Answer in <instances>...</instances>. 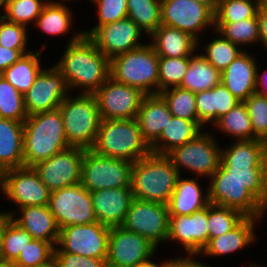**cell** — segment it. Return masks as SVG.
I'll return each mask as SVG.
<instances>
[{
  "mask_svg": "<svg viewBox=\"0 0 267 267\" xmlns=\"http://www.w3.org/2000/svg\"><path fill=\"white\" fill-rule=\"evenodd\" d=\"M2 194L19 209L34 205L48 206L51 191L32 167H21L3 172Z\"/></svg>",
  "mask_w": 267,
  "mask_h": 267,
  "instance_id": "e0dca14e",
  "label": "cell"
},
{
  "mask_svg": "<svg viewBox=\"0 0 267 267\" xmlns=\"http://www.w3.org/2000/svg\"><path fill=\"white\" fill-rule=\"evenodd\" d=\"M24 122L0 118V171L24 167Z\"/></svg>",
  "mask_w": 267,
  "mask_h": 267,
  "instance_id": "83f0119b",
  "label": "cell"
},
{
  "mask_svg": "<svg viewBox=\"0 0 267 267\" xmlns=\"http://www.w3.org/2000/svg\"><path fill=\"white\" fill-rule=\"evenodd\" d=\"M67 95L58 109L61 112L65 136L70 147L92 149L101 122L94 94Z\"/></svg>",
  "mask_w": 267,
  "mask_h": 267,
  "instance_id": "8992f818",
  "label": "cell"
},
{
  "mask_svg": "<svg viewBox=\"0 0 267 267\" xmlns=\"http://www.w3.org/2000/svg\"><path fill=\"white\" fill-rule=\"evenodd\" d=\"M221 83V72L203 55L193 54L184 79L179 87L193 93L210 90Z\"/></svg>",
  "mask_w": 267,
  "mask_h": 267,
  "instance_id": "1f68e13d",
  "label": "cell"
},
{
  "mask_svg": "<svg viewBox=\"0 0 267 267\" xmlns=\"http://www.w3.org/2000/svg\"><path fill=\"white\" fill-rule=\"evenodd\" d=\"M48 207L59 229L97 222L91 193L80 183L52 191Z\"/></svg>",
  "mask_w": 267,
  "mask_h": 267,
  "instance_id": "8fae6325",
  "label": "cell"
},
{
  "mask_svg": "<svg viewBox=\"0 0 267 267\" xmlns=\"http://www.w3.org/2000/svg\"><path fill=\"white\" fill-rule=\"evenodd\" d=\"M122 226L147 238L156 247L167 242L169 212L166 204L133 199Z\"/></svg>",
  "mask_w": 267,
  "mask_h": 267,
  "instance_id": "4fadbf2b",
  "label": "cell"
},
{
  "mask_svg": "<svg viewBox=\"0 0 267 267\" xmlns=\"http://www.w3.org/2000/svg\"><path fill=\"white\" fill-rule=\"evenodd\" d=\"M28 116L24 95L0 75V118L24 122Z\"/></svg>",
  "mask_w": 267,
  "mask_h": 267,
  "instance_id": "ab89813d",
  "label": "cell"
},
{
  "mask_svg": "<svg viewBox=\"0 0 267 267\" xmlns=\"http://www.w3.org/2000/svg\"><path fill=\"white\" fill-rule=\"evenodd\" d=\"M19 210V218L15 217V212H8L16 224L26 230L33 239L49 242L54 247L57 245L60 229L48 206H26Z\"/></svg>",
  "mask_w": 267,
  "mask_h": 267,
  "instance_id": "cb8c5ba5",
  "label": "cell"
},
{
  "mask_svg": "<svg viewBox=\"0 0 267 267\" xmlns=\"http://www.w3.org/2000/svg\"><path fill=\"white\" fill-rule=\"evenodd\" d=\"M258 8H267V0H257Z\"/></svg>",
  "mask_w": 267,
  "mask_h": 267,
  "instance_id": "91938a15",
  "label": "cell"
},
{
  "mask_svg": "<svg viewBox=\"0 0 267 267\" xmlns=\"http://www.w3.org/2000/svg\"><path fill=\"white\" fill-rule=\"evenodd\" d=\"M27 27L5 20L0 16V46L10 49H27Z\"/></svg>",
  "mask_w": 267,
  "mask_h": 267,
  "instance_id": "681fc988",
  "label": "cell"
},
{
  "mask_svg": "<svg viewBox=\"0 0 267 267\" xmlns=\"http://www.w3.org/2000/svg\"><path fill=\"white\" fill-rule=\"evenodd\" d=\"M152 257H150L149 259L143 261V262H140L138 264H136L135 266L133 267H172V259L170 258L169 260H165L163 262H160L159 264L153 262L151 260Z\"/></svg>",
  "mask_w": 267,
  "mask_h": 267,
  "instance_id": "9f6ffc18",
  "label": "cell"
},
{
  "mask_svg": "<svg viewBox=\"0 0 267 267\" xmlns=\"http://www.w3.org/2000/svg\"><path fill=\"white\" fill-rule=\"evenodd\" d=\"M150 37L149 44L159 57H190L199 45L190 34L162 24Z\"/></svg>",
  "mask_w": 267,
  "mask_h": 267,
  "instance_id": "f1b7e54d",
  "label": "cell"
},
{
  "mask_svg": "<svg viewBox=\"0 0 267 267\" xmlns=\"http://www.w3.org/2000/svg\"><path fill=\"white\" fill-rule=\"evenodd\" d=\"M44 1V2H43ZM49 0H8L4 10L5 15L2 16L5 20L27 26L29 22H36L37 18L42 13L44 6Z\"/></svg>",
  "mask_w": 267,
  "mask_h": 267,
  "instance_id": "7bdbcfd3",
  "label": "cell"
},
{
  "mask_svg": "<svg viewBox=\"0 0 267 267\" xmlns=\"http://www.w3.org/2000/svg\"><path fill=\"white\" fill-rule=\"evenodd\" d=\"M110 227L94 222L60 228L54 252H66L89 258L107 259Z\"/></svg>",
  "mask_w": 267,
  "mask_h": 267,
  "instance_id": "7c38bea8",
  "label": "cell"
},
{
  "mask_svg": "<svg viewBox=\"0 0 267 267\" xmlns=\"http://www.w3.org/2000/svg\"><path fill=\"white\" fill-rule=\"evenodd\" d=\"M55 247L46 241L32 239L13 262L16 267H41L54 260Z\"/></svg>",
  "mask_w": 267,
  "mask_h": 267,
  "instance_id": "bcb514c9",
  "label": "cell"
},
{
  "mask_svg": "<svg viewBox=\"0 0 267 267\" xmlns=\"http://www.w3.org/2000/svg\"><path fill=\"white\" fill-rule=\"evenodd\" d=\"M0 267H16L13 263L0 262Z\"/></svg>",
  "mask_w": 267,
  "mask_h": 267,
  "instance_id": "94428289",
  "label": "cell"
},
{
  "mask_svg": "<svg viewBox=\"0 0 267 267\" xmlns=\"http://www.w3.org/2000/svg\"><path fill=\"white\" fill-rule=\"evenodd\" d=\"M208 205L190 215L169 216L167 241H177L189 255H200L209 242Z\"/></svg>",
  "mask_w": 267,
  "mask_h": 267,
  "instance_id": "44dd1931",
  "label": "cell"
},
{
  "mask_svg": "<svg viewBox=\"0 0 267 267\" xmlns=\"http://www.w3.org/2000/svg\"><path fill=\"white\" fill-rule=\"evenodd\" d=\"M85 149L69 147L32 168L40 180L52 192L80 183Z\"/></svg>",
  "mask_w": 267,
  "mask_h": 267,
  "instance_id": "2e32d148",
  "label": "cell"
},
{
  "mask_svg": "<svg viewBox=\"0 0 267 267\" xmlns=\"http://www.w3.org/2000/svg\"><path fill=\"white\" fill-rule=\"evenodd\" d=\"M187 257V258H186ZM194 255H185L184 257H178L172 259V267H210V265L203 264L204 262L196 261Z\"/></svg>",
  "mask_w": 267,
  "mask_h": 267,
  "instance_id": "db71d44e",
  "label": "cell"
},
{
  "mask_svg": "<svg viewBox=\"0 0 267 267\" xmlns=\"http://www.w3.org/2000/svg\"><path fill=\"white\" fill-rule=\"evenodd\" d=\"M257 11V0H219L214 11L215 22H236L253 18Z\"/></svg>",
  "mask_w": 267,
  "mask_h": 267,
  "instance_id": "f6af8a7d",
  "label": "cell"
},
{
  "mask_svg": "<svg viewBox=\"0 0 267 267\" xmlns=\"http://www.w3.org/2000/svg\"><path fill=\"white\" fill-rule=\"evenodd\" d=\"M166 156L179 174L185 168L200 177L210 178L221 165V147L212 134L205 131L186 144L172 149Z\"/></svg>",
  "mask_w": 267,
  "mask_h": 267,
  "instance_id": "30bf717a",
  "label": "cell"
},
{
  "mask_svg": "<svg viewBox=\"0 0 267 267\" xmlns=\"http://www.w3.org/2000/svg\"><path fill=\"white\" fill-rule=\"evenodd\" d=\"M260 219L261 218L245 217L231 231L211 238L200 255L205 254L206 257H216L233 254V252H238L240 249L242 250L250 244H253L256 237L254 230L255 223Z\"/></svg>",
  "mask_w": 267,
  "mask_h": 267,
  "instance_id": "4316f807",
  "label": "cell"
},
{
  "mask_svg": "<svg viewBox=\"0 0 267 267\" xmlns=\"http://www.w3.org/2000/svg\"><path fill=\"white\" fill-rule=\"evenodd\" d=\"M142 32L135 22L125 18L98 26L88 37L111 60L117 55L144 46L139 40Z\"/></svg>",
  "mask_w": 267,
  "mask_h": 267,
  "instance_id": "ffe728a7",
  "label": "cell"
},
{
  "mask_svg": "<svg viewBox=\"0 0 267 267\" xmlns=\"http://www.w3.org/2000/svg\"><path fill=\"white\" fill-rule=\"evenodd\" d=\"M214 127L220 132L233 136L234 140L254 139L250 116L244 102H239L227 114L220 117Z\"/></svg>",
  "mask_w": 267,
  "mask_h": 267,
  "instance_id": "e575fe53",
  "label": "cell"
},
{
  "mask_svg": "<svg viewBox=\"0 0 267 267\" xmlns=\"http://www.w3.org/2000/svg\"><path fill=\"white\" fill-rule=\"evenodd\" d=\"M221 149V166L238 180H267V143L258 139L236 140Z\"/></svg>",
  "mask_w": 267,
  "mask_h": 267,
  "instance_id": "9c48e42d",
  "label": "cell"
},
{
  "mask_svg": "<svg viewBox=\"0 0 267 267\" xmlns=\"http://www.w3.org/2000/svg\"><path fill=\"white\" fill-rule=\"evenodd\" d=\"M24 167L69 148L59 109L29 115L24 121Z\"/></svg>",
  "mask_w": 267,
  "mask_h": 267,
  "instance_id": "3957f363",
  "label": "cell"
},
{
  "mask_svg": "<svg viewBox=\"0 0 267 267\" xmlns=\"http://www.w3.org/2000/svg\"><path fill=\"white\" fill-rule=\"evenodd\" d=\"M256 92L267 97V70L260 74L257 68Z\"/></svg>",
  "mask_w": 267,
  "mask_h": 267,
  "instance_id": "11a10c76",
  "label": "cell"
},
{
  "mask_svg": "<svg viewBox=\"0 0 267 267\" xmlns=\"http://www.w3.org/2000/svg\"><path fill=\"white\" fill-rule=\"evenodd\" d=\"M161 0H127V18L148 35L161 25Z\"/></svg>",
  "mask_w": 267,
  "mask_h": 267,
  "instance_id": "d590c367",
  "label": "cell"
},
{
  "mask_svg": "<svg viewBox=\"0 0 267 267\" xmlns=\"http://www.w3.org/2000/svg\"><path fill=\"white\" fill-rule=\"evenodd\" d=\"M92 150L103 156L132 163L151 153L136 118L101 119Z\"/></svg>",
  "mask_w": 267,
  "mask_h": 267,
  "instance_id": "5b68a950",
  "label": "cell"
},
{
  "mask_svg": "<svg viewBox=\"0 0 267 267\" xmlns=\"http://www.w3.org/2000/svg\"><path fill=\"white\" fill-rule=\"evenodd\" d=\"M174 117L194 121L199 126L195 93L181 87H171L159 93Z\"/></svg>",
  "mask_w": 267,
  "mask_h": 267,
  "instance_id": "74e56055",
  "label": "cell"
},
{
  "mask_svg": "<svg viewBox=\"0 0 267 267\" xmlns=\"http://www.w3.org/2000/svg\"><path fill=\"white\" fill-rule=\"evenodd\" d=\"M90 193L97 221L110 228L122 226L134 199L131 187L101 189Z\"/></svg>",
  "mask_w": 267,
  "mask_h": 267,
  "instance_id": "7402d4cb",
  "label": "cell"
},
{
  "mask_svg": "<svg viewBox=\"0 0 267 267\" xmlns=\"http://www.w3.org/2000/svg\"><path fill=\"white\" fill-rule=\"evenodd\" d=\"M41 267H59V266L54 260H52L49 264L41 266Z\"/></svg>",
  "mask_w": 267,
  "mask_h": 267,
  "instance_id": "6125c7cd",
  "label": "cell"
},
{
  "mask_svg": "<svg viewBox=\"0 0 267 267\" xmlns=\"http://www.w3.org/2000/svg\"><path fill=\"white\" fill-rule=\"evenodd\" d=\"M10 218H11V216L8 213V211L7 212H0V247H1V235H2L3 228Z\"/></svg>",
  "mask_w": 267,
  "mask_h": 267,
  "instance_id": "6f0895ef",
  "label": "cell"
},
{
  "mask_svg": "<svg viewBox=\"0 0 267 267\" xmlns=\"http://www.w3.org/2000/svg\"><path fill=\"white\" fill-rule=\"evenodd\" d=\"M202 129L194 122L172 116L160 134L150 146L151 152L166 155L172 149L193 140Z\"/></svg>",
  "mask_w": 267,
  "mask_h": 267,
  "instance_id": "4dcf8cb0",
  "label": "cell"
},
{
  "mask_svg": "<svg viewBox=\"0 0 267 267\" xmlns=\"http://www.w3.org/2000/svg\"><path fill=\"white\" fill-rule=\"evenodd\" d=\"M133 163L84 151L80 184L89 192L101 189L131 187Z\"/></svg>",
  "mask_w": 267,
  "mask_h": 267,
  "instance_id": "ba28073f",
  "label": "cell"
},
{
  "mask_svg": "<svg viewBox=\"0 0 267 267\" xmlns=\"http://www.w3.org/2000/svg\"><path fill=\"white\" fill-rule=\"evenodd\" d=\"M244 104L250 116L254 139L267 143V97L255 92Z\"/></svg>",
  "mask_w": 267,
  "mask_h": 267,
  "instance_id": "7dc6e473",
  "label": "cell"
},
{
  "mask_svg": "<svg viewBox=\"0 0 267 267\" xmlns=\"http://www.w3.org/2000/svg\"><path fill=\"white\" fill-rule=\"evenodd\" d=\"M199 127L214 123L227 114L240 101L222 84L210 90L195 93Z\"/></svg>",
  "mask_w": 267,
  "mask_h": 267,
  "instance_id": "484cf974",
  "label": "cell"
},
{
  "mask_svg": "<svg viewBox=\"0 0 267 267\" xmlns=\"http://www.w3.org/2000/svg\"><path fill=\"white\" fill-rule=\"evenodd\" d=\"M2 185H3V173H0V188H1V192H2Z\"/></svg>",
  "mask_w": 267,
  "mask_h": 267,
  "instance_id": "e7e4bbea",
  "label": "cell"
},
{
  "mask_svg": "<svg viewBox=\"0 0 267 267\" xmlns=\"http://www.w3.org/2000/svg\"><path fill=\"white\" fill-rule=\"evenodd\" d=\"M98 9V23L90 30H84L89 36L98 26L127 18V0H89Z\"/></svg>",
  "mask_w": 267,
  "mask_h": 267,
  "instance_id": "c3c4849f",
  "label": "cell"
},
{
  "mask_svg": "<svg viewBox=\"0 0 267 267\" xmlns=\"http://www.w3.org/2000/svg\"><path fill=\"white\" fill-rule=\"evenodd\" d=\"M106 260L66 252H54V261L59 267H107Z\"/></svg>",
  "mask_w": 267,
  "mask_h": 267,
  "instance_id": "f907efd6",
  "label": "cell"
},
{
  "mask_svg": "<svg viewBox=\"0 0 267 267\" xmlns=\"http://www.w3.org/2000/svg\"><path fill=\"white\" fill-rule=\"evenodd\" d=\"M40 54L41 52L37 51L23 55L0 75L24 95L43 69L40 63Z\"/></svg>",
  "mask_w": 267,
  "mask_h": 267,
  "instance_id": "d6a6232c",
  "label": "cell"
},
{
  "mask_svg": "<svg viewBox=\"0 0 267 267\" xmlns=\"http://www.w3.org/2000/svg\"><path fill=\"white\" fill-rule=\"evenodd\" d=\"M159 56L148 43L110 60V77L136 87L144 94H158Z\"/></svg>",
  "mask_w": 267,
  "mask_h": 267,
  "instance_id": "52a82bcc",
  "label": "cell"
},
{
  "mask_svg": "<svg viewBox=\"0 0 267 267\" xmlns=\"http://www.w3.org/2000/svg\"><path fill=\"white\" fill-rule=\"evenodd\" d=\"M157 247L147 238L125 229L111 227L108 238L107 267H133L153 257Z\"/></svg>",
  "mask_w": 267,
  "mask_h": 267,
  "instance_id": "ac0fdd59",
  "label": "cell"
},
{
  "mask_svg": "<svg viewBox=\"0 0 267 267\" xmlns=\"http://www.w3.org/2000/svg\"><path fill=\"white\" fill-rule=\"evenodd\" d=\"M32 239L26 230L10 218L1 235L0 262L13 263Z\"/></svg>",
  "mask_w": 267,
  "mask_h": 267,
  "instance_id": "f35d334b",
  "label": "cell"
},
{
  "mask_svg": "<svg viewBox=\"0 0 267 267\" xmlns=\"http://www.w3.org/2000/svg\"><path fill=\"white\" fill-rule=\"evenodd\" d=\"M253 54L240 53L221 72V83L240 101L256 92L257 64Z\"/></svg>",
  "mask_w": 267,
  "mask_h": 267,
  "instance_id": "603a6c76",
  "label": "cell"
},
{
  "mask_svg": "<svg viewBox=\"0 0 267 267\" xmlns=\"http://www.w3.org/2000/svg\"><path fill=\"white\" fill-rule=\"evenodd\" d=\"M179 176L166 155L151 152L133 163L130 185L133 198L167 205Z\"/></svg>",
  "mask_w": 267,
  "mask_h": 267,
  "instance_id": "277c9868",
  "label": "cell"
},
{
  "mask_svg": "<svg viewBox=\"0 0 267 267\" xmlns=\"http://www.w3.org/2000/svg\"><path fill=\"white\" fill-rule=\"evenodd\" d=\"M250 267H260V266L256 265L255 263H253V265H252V263H251Z\"/></svg>",
  "mask_w": 267,
  "mask_h": 267,
  "instance_id": "03108f58",
  "label": "cell"
},
{
  "mask_svg": "<svg viewBox=\"0 0 267 267\" xmlns=\"http://www.w3.org/2000/svg\"><path fill=\"white\" fill-rule=\"evenodd\" d=\"M195 1L210 6L214 11L216 10L219 2V0H195Z\"/></svg>",
  "mask_w": 267,
  "mask_h": 267,
  "instance_id": "680465c9",
  "label": "cell"
},
{
  "mask_svg": "<svg viewBox=\"0 0 267 267\" xmlns=\"http://www.w3.org/2000/svg\"><path fill=\"white\" fill-rule=\"evenodd\" d=\"M209 203L240 211L246 217L263 218L267 212V180H238L221 165L209 178Z\"/></svg>",
  "mask_w": 267,
  "mask_h": 267,
  "instance_id": "7a4b0ae2",
  "label": "cell"
},
{
  "mask_svg": "<svg viewBox=\"0 0 267 267\" xmlns=\"http://www.w3.org/2000/svg\"><path fill=\"white\" fill-rule=\"evenodd\" d=\"M54 65L61 71L68 90L80 87L84 94H94L110 77V59L83 31L74 33L60 62Z\"/></svg>",
  "mask_w": 267,
  "mask_h": 267,
  "instance_id": "6da1fadb",
  "label": "cell"
},
{
  "mask_svg": "<svg viewBox=\"0 0 267 267\" xmlns=\"http://www.w3.org/2000/svg\"><path fill=\"white\" fill-rule=\"evenodd\" d=\"M218 38H214L205 45L203 57L211 63L217 70L222 72L227 66L244 50L238 45L224 38L220 33Z\"/></svg>",
  "mask_w": 267,
  "mask_h": 267,
  "instance_id": "ee69618b",
  "label": "cell"
},
{
  "mask_svg": "<svg viewBox=\"0 0 267 267\" xmlns=\"http://www.w3.org/2000/svg\"><path fill=\"white\" fill-rule=\"evenodd\" d=\"M27 49H10L0 46V74L18 61L23 55L30 53Z\"/></svg>",
  "mask_w": 267,
  "mask_h": 267,
  "instance_id": "816d5d0a",
  "label": "cell"
},
{
  "mask_svg": "<svg viewBox=\"0 0 267 267\" xmlns=\"http://www.w3.org/2000/svg\"><path fill=\"white\" fill-rule=\"evenodd\" d=\"M259 42L267 50V8H258Z\"/></svg>",
  "mask_w": 267,
  "mask_h": 267,
  "instance_id": "f5cc1de1",
  "label": "cell"
},
{
  "mask_svg": "<svg viewBox=\"0 0 267 267\" xmlns=\"http://www.w3.org/2000/svg\"><path fill=\"white\" fill-rule=\"evenodd\" d=\"M245 217L236 209L209 203L207 222L209 240L231 231Z\"/></svg>",
  "mask_w": 267,
  "mask_h": 267,
  "instance_id": "60d3db41",
  "label": "cell"
},
{
  "mask_svg": "<svg viewBox=\"0 0 267 267\" xmlns=\"http://www.w3.org/2000/svg\"><path fill=\"white\" fill-rule=\"evenodd\" d=\"M146 94L109 77L94 93L101 119L136 118Z\"/></svg>",
  "mask_w": 267,
  "mask_h": 267,
  "instance_id": "9a60e30c",
  "label": "cell"
},
{
  "mask_svg": "<svg viewBox=\"0 0 267 267\" xmlns=\"http://www.w3.org/2000/svg\"><path fill=\"white\" fill-rule=\"evenodd\" d=\"M190 63V57H159L158 94L171 87H179Z\"/></svg>",
  "mask_w": 267,
  "mask_h": 267,
  "instance_id": "b9f144b4",
  "label": "cell"
},
{
  "mask_svg": "<svg viewBox=\"0 0 267 267\" xmlns=\"http://www.w3.org/2000/svg\"><path fill=\"white\" fill-rule=\"evenodd\" d=\"M161 24L182 30L198 42L205 28L215 25L214 10L195 0H161Z\"/></svg>",
  "mask_w": 267,
  "mask_h": 267,
  "instance_id": "5bb4252c",
  "label": "cell"
},
{
  "mask_svg": "<svg viewBox=\"0 0 267 267\" xmlns=\"http://www.w3.org/2000/svg\"><path fill=\"white\" fill-rule=\"evenodd\" d=\"M214 29L224 38L240 47L259 42V20L257 14L236 22H215ZM241 45V46H240Z\"/></svg>",
  "mask_w": 267,
  "mask_h": 267,
  "instance_id": "8d00e7d4",
  "label": "cell"
},
{
  "mask_svg": "<svg viewBox=\"0 0 267 267\" xmlns=\"http://www.w3.org/2000/svg\"><path fill=\"white\" fill-rule=\"evenodd\" d=\"M69 90L61 71L54 65L43 68L24 94L28 115L58 109Z\"/></svg>",
  "mask_w": 267,
  "mask_h": 267,
  "instance_id": "d6986e66",
  "label": "cell"
},
{
  "mask_svg": "<svg viewBox=\"0 0 267 267\" xmlns=\"http://www.w3.org/2000/svg\"><path fill=\"white\" fill-rule=\"evenodd\" d=\"M72 20V12L64 3L48 2L37 18L35 25L49 36H60L70 30Z\"/></svg>",
  "mask_w": 267,
  "mask_h": 267,
  "instance_id": "836d02e7",
  "label": "cell"
},
{
  "mask_svg": "<svg viewBox=\"0 0 267 267\" xmlns=\"http://www.w3.org/2000/svg\"><path fill=\"white\" fill-rule=\"evenodd\" d=\"M201 190L195 178L181 179L179 176L167 204L169 216L190 215L206 207L209 204L208 193L205 194Z\"/></svg>",
  "mask_w": 267,
  "mask_h": 267,
  "instance_id": "f546056e",
  "label": "cell"
},
{
  "mask_svg": "<svg viewBox=\"0 0 267 267\" xmlns=\"http://www.w3.org/2000/svg\"><path fill=\"white\" fill-rule=\"evenodd\" d=\"M8 0H0V9L3 8V11L6 8Z\"/></svg>",
  "mask_w": 267,
  "mask_h": 267,
  "instance_id": "be15d7a7",
  "label": "cell"
},
{
  "mask_svg": "<svg viewBox=\"0 0 267 267\" xmlns=\"http://www.w3.org/2000/svg\"><path fill=\"white\" fill-rule=\"evenodd\" d=\"M172 114L160 94L145 95L137 114L143 139L151 146L159 137Z\"/></svg>",
  "mask_w": 267,
  "mask_h": 267,
  "instance_id": "d4e9b609",
  "label": "cell"
}]
</instances>
